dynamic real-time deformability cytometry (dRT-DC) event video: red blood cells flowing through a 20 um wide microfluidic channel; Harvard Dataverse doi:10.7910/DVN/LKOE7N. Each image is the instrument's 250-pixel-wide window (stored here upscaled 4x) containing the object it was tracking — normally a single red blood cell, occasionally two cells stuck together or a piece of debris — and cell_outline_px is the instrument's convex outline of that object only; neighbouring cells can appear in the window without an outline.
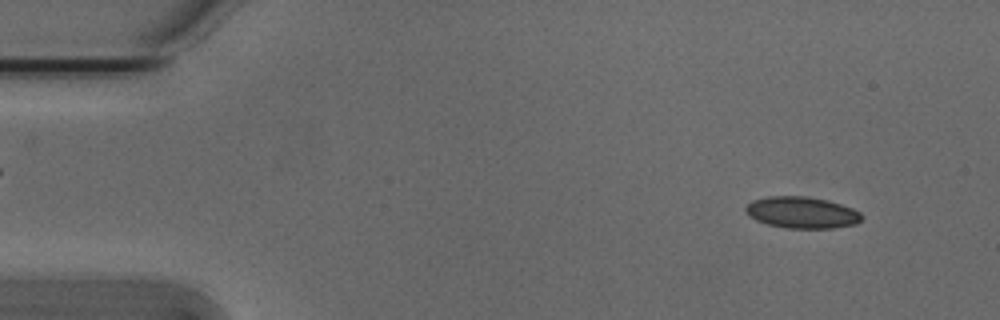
{"species": "Egyptian fruit bat (a non-hibernating species)", "species_latin": "Rousettus aegyptiacus", "temperature_condition": "cold", "stored_images_in_passage": 53, "camera_frame_rate_fps": 3000, "um_per_image_px": 0.085, "animal": {"sex": "male"}, "frame": {"image": 1, "passage_image": 4, "time_ms": 1.0, "image_size_px": [1000, 320], "cell_outline_px": [[864, 216], [856, 224], [832, 228], [788, 228], [768, 224], [756, 220], [748, 216], [744, 212], [744, 208], [752, 200], [768, 196], [808, 196], [828, 200], [852, 208], [860, 212]], "centroid_in_image_um": [68.14, 18.05], "position_along_channel_um": 16.9, "area_um2": 21.44}}
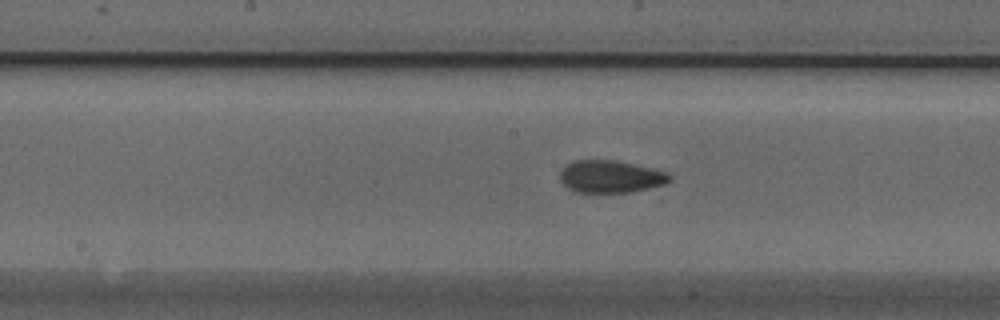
{"frame": {"image": 2, "passage_image": 26, "time_ms": 8.333, "image_size_px": [1000, 320], "cell_outline_px": [[672, 180], [664, 184], [648, 188], [628, 192], [576, 192], [568, 188], [560, 180], [560, 168], [572, 160], [616, 160], [652, 168], [668, 172], [672, 176]], "centroid_in_image_um": [51.88, 14.99], "position_along_channel_um": 196.3, "area_um2": 20.81}}
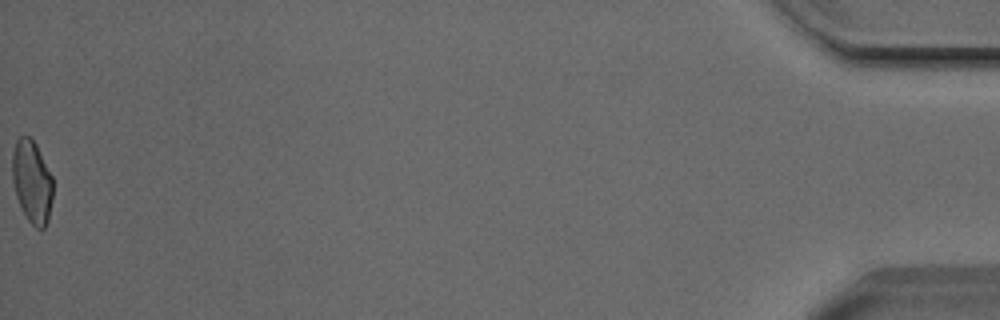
{"frame": {"image": 3, "passage_image": 53, "time_ms": 17.333, "image_size_px": [1000, 320], "cell_outline_px": [[52, 200], [48, 220], [44, 228], [36, 228], [28, 220], [20, 208], [16, 196], [12, 180], [12, 152], [16, 140], [20, 136], [28, 136], [36, 144], [52, 176]], "centroid_in_image_um": [2.7, 15.45], "position_along_channel_um": 432.5, "area_um2": 19.65}, "authors_computed_cell_mechanics": {"area_um2": 20.5768, "velocity_mm_per_s": 3.8091, "shape_relaxation_time_tau1_ms": 10.7229, "shape_relaxation_time_tau2_ms": 2.1877, "deformation_change_tau1": 0.1793, "deformation_change_tau2": 0.0784}}